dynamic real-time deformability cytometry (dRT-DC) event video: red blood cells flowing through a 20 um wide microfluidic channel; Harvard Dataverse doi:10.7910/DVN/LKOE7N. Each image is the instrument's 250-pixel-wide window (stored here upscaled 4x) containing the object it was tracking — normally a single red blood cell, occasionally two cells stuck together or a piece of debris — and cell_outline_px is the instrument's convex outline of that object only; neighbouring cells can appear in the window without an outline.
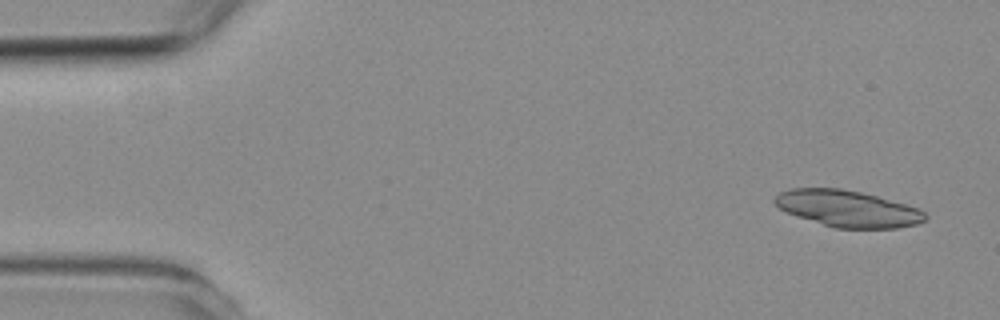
{"species": "common noctule bat (a hibernating species)", "species_latin": "Nyctalus noctula", "temperature_condition": "room temperature", "stored_images_in_passage": 5, "camera_frame_rate_fps": 3000, "um_per_image_px": 0.085, "animal": {"sex": "female", "body_mass_g": 19.3, "forearm_length_mm": 54.1}, "frame": {"image": 1, "passage_image": 1, "time_ms": 0.0, "image_size_px": [1000, 320], "cell_outline_px": [[928, 216], [924, 220], [916, 224], [896, 228], [836, 228], [796, 216], [780, 208], [772, 200], [780, 192], [788, 188], [840, 188], [860, 192], [876, 196], [904, 204], [916, 208], [924, 212]], "centroid_in_image_um": [72.02, 17.73], "position_along_channel_um": 13.0, "area_um2": 31.62}}
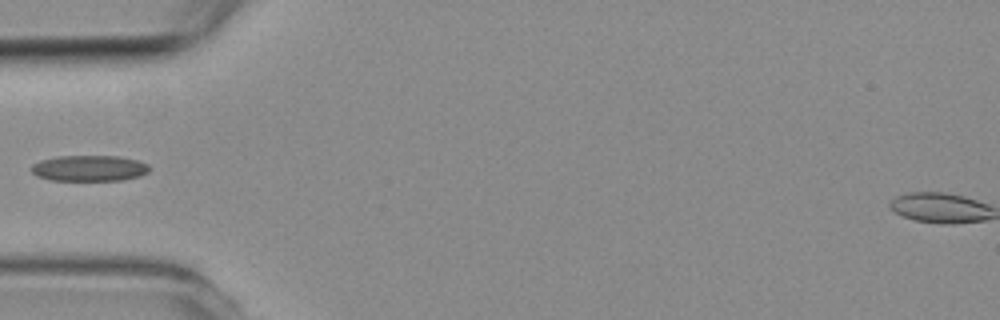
{"frame": {"image": 2, "passage_image": 4, "time_ms": 4.667, "image_size_px": [1000, 320], "cell_outline_px": [[152, 168], [148, 172], [140, 176], [124, 180], [48, 180], [36, 176], [28, 168], [32, 164], [40, 160], [56, 156], [120, 156], [136, 160], [148, 164]], "centroid_in_image_um": [7.56, 14.3], "position_along_channel_um": 77.4, "area_um2": 18.09}}
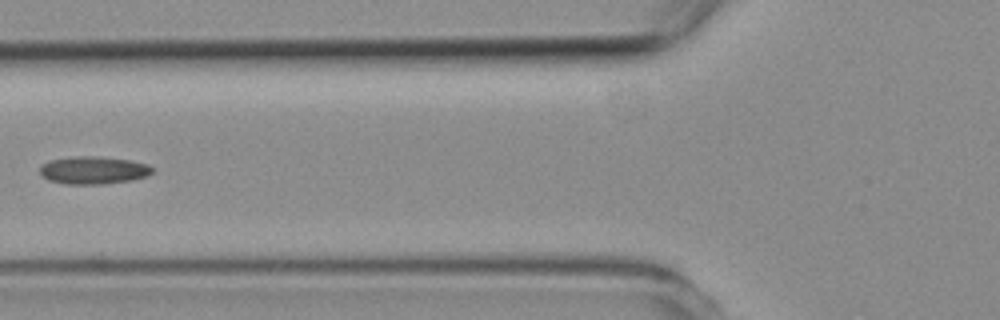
{"frame": {"image": 3, "passage_image": 5, "time_ms": 5.667, "image_size_px": [1000, 320], "cell_outline_px": [[152, 172], [148, 176], [132, 180], [104, 184], [64, 184], [48, 180], [40, 176], [40, 164], [48, 160], [72, 156], [92, 156], [128, 160], [148, 164], [152, 168]], "centroid_in_image_um": [7.88, 14.47], "position_along_channel_um": 117.9, "area_um2": 18.32}}